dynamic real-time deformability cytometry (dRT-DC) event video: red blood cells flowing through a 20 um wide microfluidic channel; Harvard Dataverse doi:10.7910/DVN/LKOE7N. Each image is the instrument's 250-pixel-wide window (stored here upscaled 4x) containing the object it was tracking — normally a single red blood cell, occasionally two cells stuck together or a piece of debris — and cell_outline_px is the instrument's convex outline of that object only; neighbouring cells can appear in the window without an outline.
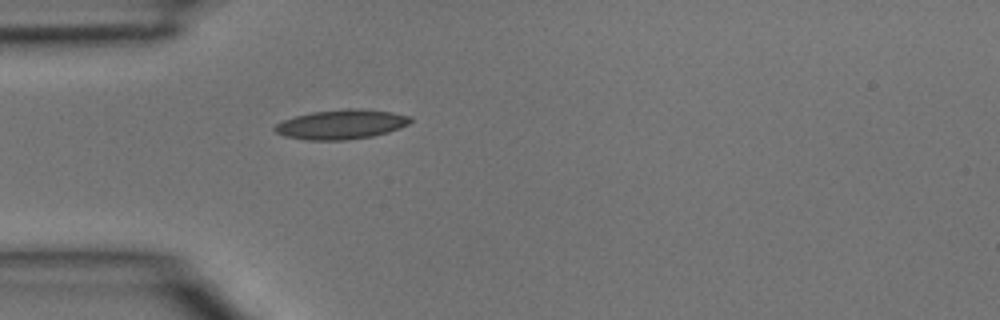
{"species": "common noctule bat (a hibernating species)", "species_latin": "Nyctalus noctula", "temperature_condition": "room temperature", "stored_images_in_passage": 4, "camera_frame_rate_fps": 3000, "um_per_image_px": 0.085, "animal": {"sex": "male", "body_mass_g": 15.6}, "frame": {"image": 1, "passage_image": 4, "time_ms": 1.0, "image_size_px": [1000, 320], "cell_outline_px": [[412, 120], [408, 124], [400, 128], [388, 132], [372, 136], [344, 140], [308, 140], [284, 136], [276, 132], [272, 128], [276, 124], [284, 120], [296, 116], [312, 112], [348, 108], [356, 108], [392, 112], [412, 116]], "centroid_in_image_um": [29.02, 10.57], "position_along_channel_um": 56.0, "area_um2": 23.29}}